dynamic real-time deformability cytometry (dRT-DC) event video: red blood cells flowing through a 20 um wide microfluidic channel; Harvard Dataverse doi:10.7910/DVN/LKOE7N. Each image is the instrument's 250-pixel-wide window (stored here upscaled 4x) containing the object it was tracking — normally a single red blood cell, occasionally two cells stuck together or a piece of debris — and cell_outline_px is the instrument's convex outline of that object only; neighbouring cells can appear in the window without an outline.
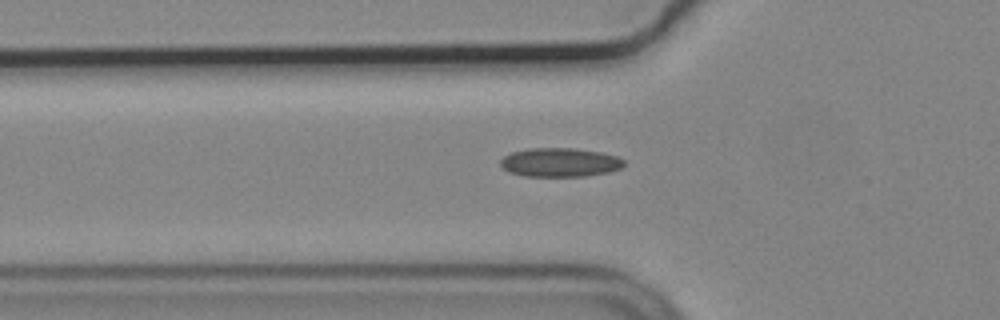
{"species": "common noctule bat (a hibernating species)", "species_latin": "Nyctalus noctula", "temperature_condition": "cold", "stored_images_in_passage": 35, "camera_frame_rate_fps": 3000, "um_per_image_px": 0.085, "animal": {"sex": "male", "body_mass_g": 19.2, "forearm_length_mm": 51.8}, "frame": {"image": 1, "passage_image": 3, "time_ms": 0.667, "image_size_px": [1000, 320], "cell_outline_px": [[624, 164], [620, 168], [608, 172], [584, 176], [524, 176], [508, 172], [500, 164], [500, 160], [504, 156], [512, 152], [528, 148], [572, 148], [600, 152], [616, 156], [624, 160]], "centroid_in_image_um": [47.56, 13.8], "position_along_channel_um": 78.2, "area_um2": 20.69}}
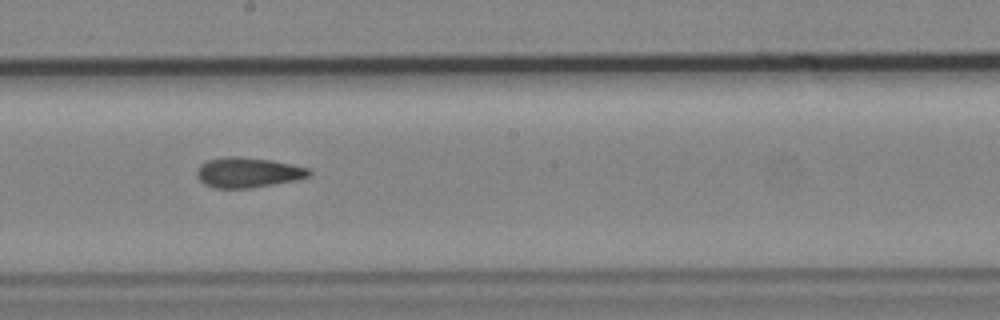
{"frame": {"image": 2, "passage_image": 15, "time_ms": 4.667, "image_size_px": [1000, 320], "cell_outline_px": [[312, 172], [308, 176], [296, 180], [248, 188], [212, 188], [204, 184], [196, 176], [196, 172], [200, 164], [208, 160], [228, 156], [240, 156], [272, 160], [292, 164], [308, 168]], "centroid_in_image_um": [21.04, 14.65], "position_along_channel_um": 227.2, "area_um2": 19.71}}
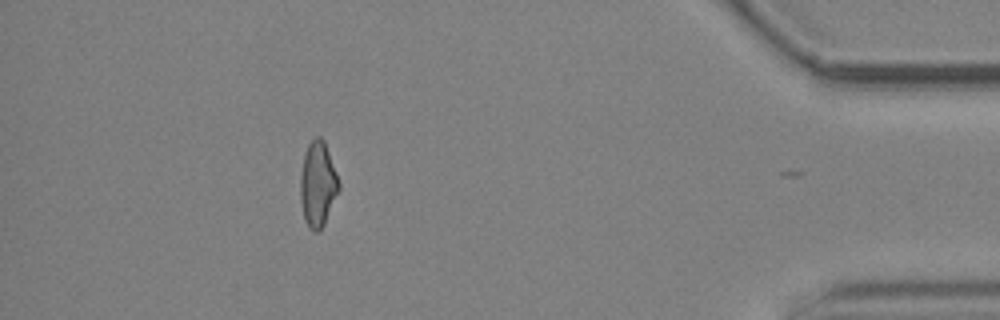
{"frame": {"image": 3, "passage_image": 34, "time_ms": 11.0, "image_size_px": [1000, 320], "cell_outline_px": [[340, 188], [324, 224], [316, 232], [308, 228], [304, 220], [300, 200], [300, 176], [304, 156], [308, 144], [316, 136], [320, 136], [324, 140], [336, 172], [340, 184]], "centroid_in_image_um": [27.0, 15.66], "position_along_channel_um": 408.2, "area_um2": 19.02}, "authors_computed_cell_mechanics": {"area_um2": 19.3052, "velocity_mm_per_s": 3.7059, "shape_relaxation_time_tau1_ms": null, "shape_relaxation_time_tau2_ms": 4.4824, "deformation_change_tau1": null, "deformation_change_tau2": 0.1091}}